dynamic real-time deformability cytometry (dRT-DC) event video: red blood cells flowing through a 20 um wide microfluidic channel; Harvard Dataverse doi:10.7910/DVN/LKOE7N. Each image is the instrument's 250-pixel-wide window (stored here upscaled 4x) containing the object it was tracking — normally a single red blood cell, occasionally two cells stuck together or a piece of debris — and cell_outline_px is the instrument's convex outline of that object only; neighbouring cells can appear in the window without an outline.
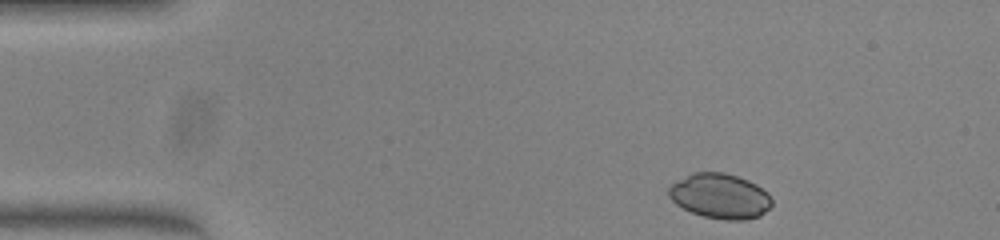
{"species": "common noctule bat (a hibernating species)", "species_latin": "Nyctalus noctula", "temperature_condition": "warm", "stored_images_in_passage": 45, "camera_frame_rate_fps": 3000, "um_per_image_px": 0.085, "animal": {"sex": "female", "body_mass_g": 23.0, "forearm_length_mm": 53.4}, "frame": {"image": 1, "passage_image": 2, "time_ms": 0.333, "image_size_px": [1000, 240], "cell_outline_px": [[772, 204], [760, 216], [744, 220], [724, 220], [704, 216], [692, 212], [676, 204], [668, 196], [668, 188], [672, 184], [692, 172], [724, 172], [748, 180], [756, 184], [768, 192], [772, 200]], "centroid_in_image_um": [61.21, 16.66], "position_along_channel_um": 23.8, "area_um2": 26.99}}
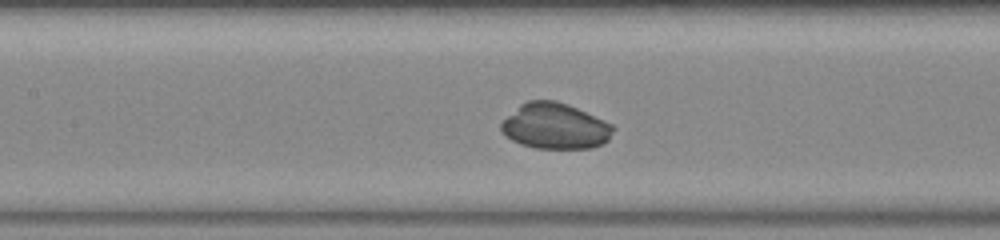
{"frame": {"image": 2, "passage_image": 18, "time_ms": 5.667, "image_size_px": [1000, 240], "cell_outline_px": [[616, 128], [608, 140], [604, 144], [592, 148], [536, 148], [520, 144], [512, 140], [500, 128], [500, 124], [520, 104], [528, 100], [556, 100], [568, 104], [604, 120], [612, 124]], "centroid_in_image_um": [47.22, 10.72], "position_along_channel_um": 160.2, "area_um2": 29.82}}
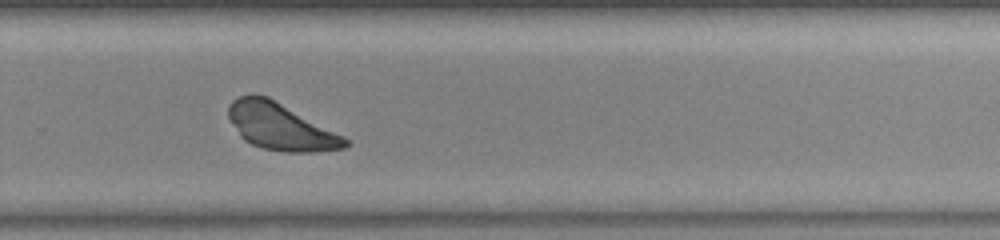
{"frame": {"image": 3, "passage_image": 29, "time_ms": 9.333, "image_size_px": [1000, 240], "cell_outline_px": [[348, 144], [344, 148], [316, 152], [284, 152], [260, 148], [244, 140], [240, 136], [228, 116], [228, 104], [232, 100], [240, 96], [252, 92], [256, 92], [268, 96], [344, 136], [348, 140]], "centroid_in_image_um": [23.81, 10.74], "position_along_channel_um": 306.0, "area_um2": 32.02}}